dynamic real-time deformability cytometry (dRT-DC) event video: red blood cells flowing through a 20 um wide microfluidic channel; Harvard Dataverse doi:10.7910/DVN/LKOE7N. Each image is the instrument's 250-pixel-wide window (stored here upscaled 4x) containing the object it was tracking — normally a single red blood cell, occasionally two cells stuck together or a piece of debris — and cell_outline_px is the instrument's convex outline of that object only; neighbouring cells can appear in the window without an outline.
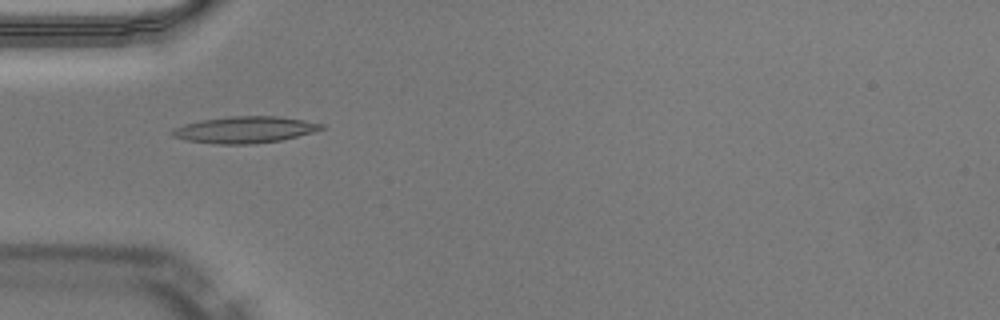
{"species": "Egyptian fruit bat (a non-hibernating species)", "species_latin": "Rousettus aegyptiacus", "temperature_condition": "warm", "stored_images_in_passage": 50, "camera_frame_rate_fps": 3000, "um_per_image_px": 0.085, "animal": {"sex": "male"}, "frame": {"image": 1, "passage_image": 16, "time_ms": 5.0, "image_size_px": [1000, 320], "cell_outline_px": [[324, 128], [312, 132], [280, 140], [252, 144], [216, 144], [184, 140], [172, 136], [168, 132], [172, 128], [184, 124], [200, 120], [228, 116], [280, 116], [304, 120], [324, 124]], "centroid_in_image_um": [20.73, 11.02], "position_along_channel_um": 64.3, "area_um2": 23.24}}
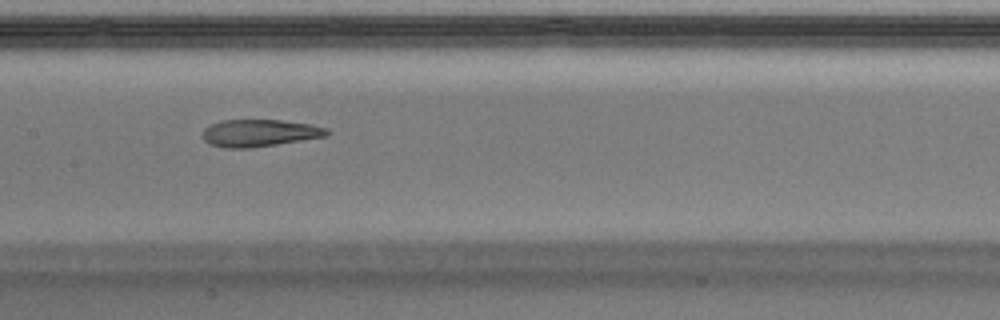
{"frame": {"image": 2, "passage_image": 25, "time_ms": 8.0, "image_size_px": [1000, 320], "cell_outline_px": [[332, 132], [328, 136], [252, 148], [224, 148], [208, 144], [200, 136], [204, 128], [220, 120], [280, 120], [312, 124], [328, 128]], "centroid_in_image_um": [22.06, 11.31], "position_along_channel_um": 185.3, "area_um2": 20.06}}
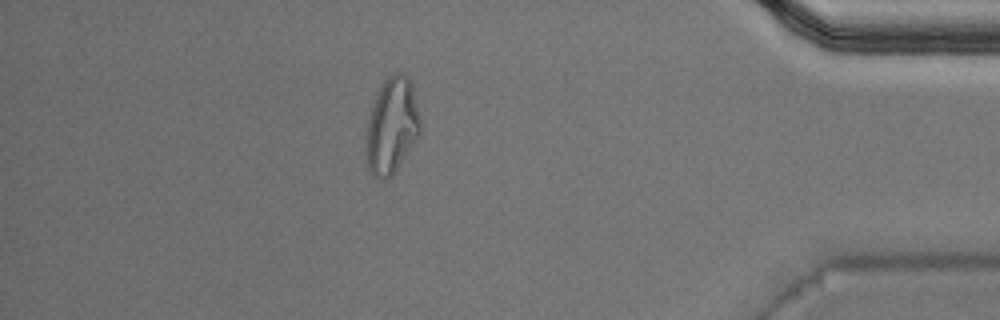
{"frame": {"image": 3, "passage_image": 44, "time_ms": 14.333, "image_size_px": [1000, 320], "cell_outline_px": [[420, 132], [416, 140], [396, 168], [384, 180], [380, 180], [368, 168], [368, 120], [376, 96], [384, 80], [392, 72], [404, 72], [412, 80], [420, 120]], "centroid_in_image_um": [33.35, 10.59], "position_along_channel_um": 401.9, "area_um2": 29.42}, "authors_computed_cell_mechanics": {"area_um2": 21.2126, "velocity_mm_per_s": 4.0519, "shape_relaxation_time_tau1_ms": null, "shape_relaxation_time_tau2_ms": 2.657, "deformation_change_tau1": null, "deformation_change_tau2": 0.1247}}